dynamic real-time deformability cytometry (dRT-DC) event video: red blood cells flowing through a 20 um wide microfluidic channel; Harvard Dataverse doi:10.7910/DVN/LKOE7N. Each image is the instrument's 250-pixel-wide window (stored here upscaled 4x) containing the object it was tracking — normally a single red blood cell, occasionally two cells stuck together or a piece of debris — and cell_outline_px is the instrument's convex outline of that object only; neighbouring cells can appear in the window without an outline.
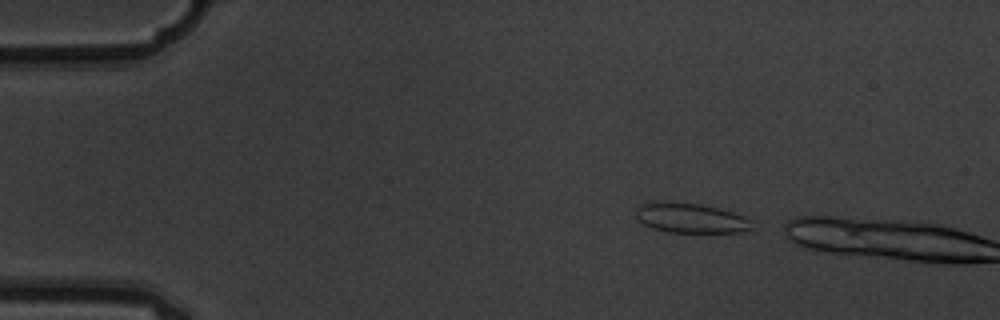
{"species": "common noctule bat (a hibernating species)", "species_latin": "Nyctalus noctula", "temperature_condition": "warm", "stored_images_in_passage": 2, "camera_frame_rate_fps": 3000, "um_per_image_px": 0.085, "animal": {"sex": "male", "body_mass_g": 19.5, "forearm_length_mm": 54.6}, "frame": {"image": 1, "passage_image": 1, "time_ms": 0.0, "image_size_px": [1000, 320], "cell_outline_px": [[752, 228], [740, 232], [668, 232], [652, 228], [636, 220], [636, 208], [640, 204], [652, 200], [668, 200], [700, 204], [720, 208], [744, 216], [752, 220]], "centroid_in_image_um": [58.64, 18.5], "position_along_channel_um": 26.4, "area_um2": 20.69}}